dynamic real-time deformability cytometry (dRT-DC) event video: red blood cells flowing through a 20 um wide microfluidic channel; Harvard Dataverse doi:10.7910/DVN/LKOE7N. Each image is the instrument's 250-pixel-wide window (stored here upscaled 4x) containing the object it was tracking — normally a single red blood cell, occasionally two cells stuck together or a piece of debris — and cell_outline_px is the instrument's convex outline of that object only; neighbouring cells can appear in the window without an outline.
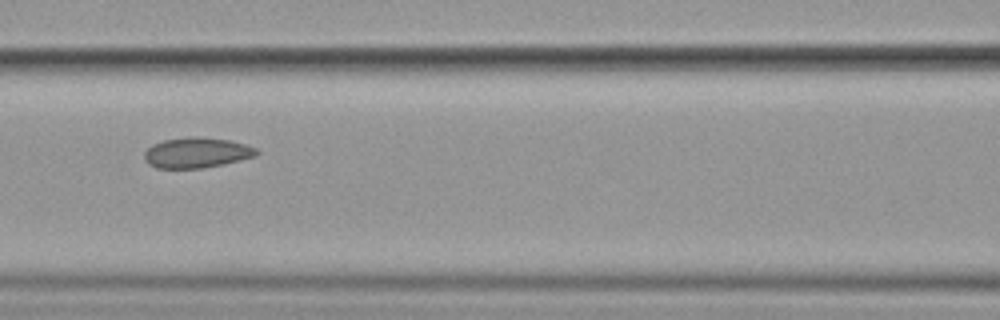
{"species": "common noctule bat (a hibernating species)", "species_latin": "Nyctalus noctula", "temperature_condition": "cold", "stored_images_in_passage": 14, "camera_frame_rate_fps": 3000, "um_per_image_px": 0.085, "animal": {"sex": "female", "body_mass_g": 19.9}, "frame": {"image": 1, "passage_image": 7, "time_ms": 8.0, "image_size_px": [1000, 320], "cell_outline_px": [[260, 152], [256, 156], [224, 164], [200, 168], [156, 168], [148, 164], [144, 160], [144, 152], [152, 144], [164, 140], [192, 136], [196, 136], [232, 140], [256, 148]], "centroid_in_image_um": [16.71, 12.97], "position_along_channel_um": 149.9, "area_um2": 20.0}}
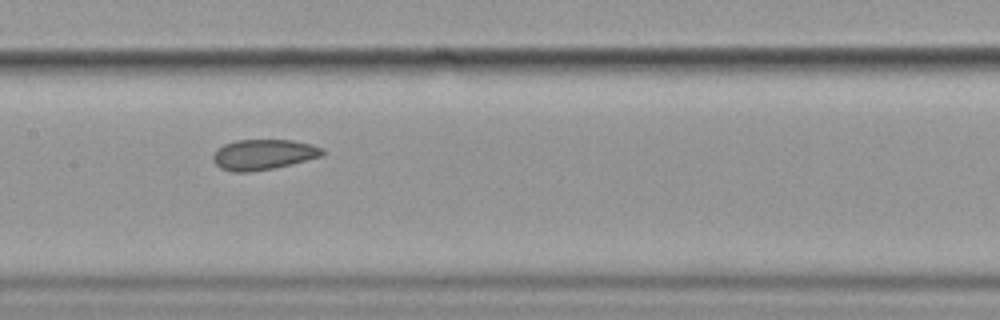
{"frame": {"image": 2, "passage_image": 8, "time_ms": 9.0, "image_size_px": [1000, 320], "cell_outline_px": [[324, 156], [292, 164], [272, 168], [248, 172], [232, 172], [220, 168], [212, 160], [212, 156], [224, 144], [236, 140], [292, 140], [312, 144], [324, 148]], "centroid_in_image_um": [22.42, 13.13], "position_along_channel_um": 185.0, "area_um2": 19.42}}
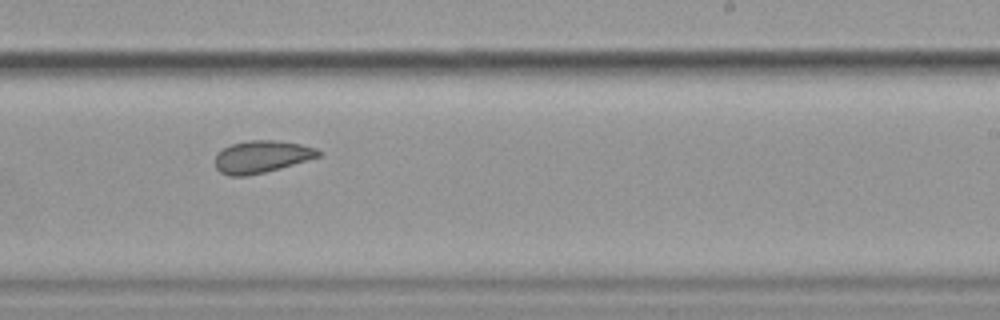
{"frame": {"image": 3, "passage_image": 10, "time_ms": 11.333, "image_size_px": [1000, 320], "cell_outline_px": [[320, 156], [308, 160], [280, 168], [248, 176], [228, 176], [220, 172], [216, 168], [216, 156], [224, 148], [232, 144], [248, 140], [276, 140], [300, 144], [316, 148], [320, 152]], "centroid_in_image_um": [22.24, 13.32], "position_along_channel_um": 266.8, "area_um2": 19.25}}